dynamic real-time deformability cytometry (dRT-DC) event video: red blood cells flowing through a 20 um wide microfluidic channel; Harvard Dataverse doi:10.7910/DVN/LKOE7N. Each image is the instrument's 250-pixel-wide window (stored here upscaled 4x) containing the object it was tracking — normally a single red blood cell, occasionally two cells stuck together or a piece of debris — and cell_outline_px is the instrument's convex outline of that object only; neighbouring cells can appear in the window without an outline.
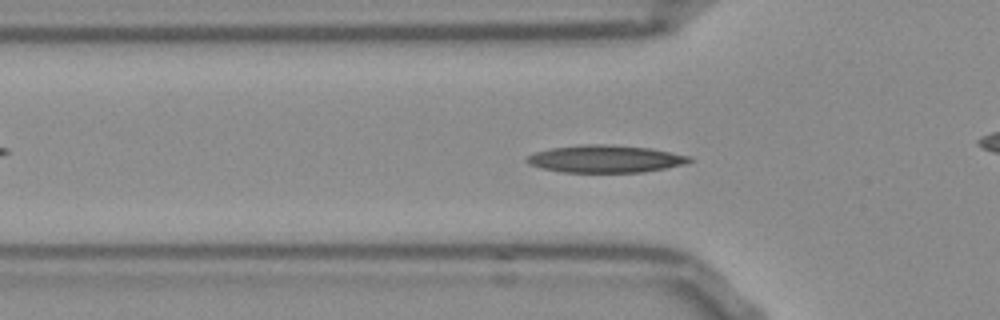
{"species": "Egyptian fruit bat (a non-hibernating species)", "species_latin": "Rousettus aegyptiacus", "temperature_condition": "room temperature", "stored_images_in_passage": 53, "camera_frame_rate_fps": 3000, "um_per_image_px": 0.085, "frame": {"image": 1, "passage_image": 16, "time_ms": 5.0, "image_size_px": [1000, 320], "cell_outline_px": [[692, 160], [684, 164], [644, 172], [560, 172], [540, 168], [528, 164], [524, 160], [528, 156], [536, 152], [552, 148], [584, 144], [600, 144], [652, 148], [688, 156]], "centroid_in_image_um": [51.4, 13.51], "position_along_channel_um": 74.4, "area_um2": 25.78}, "authors_computed_cell_mechanics": {"area_um2": 23.9292, "velocity_mm_per_s": 3.7942, "shape_relaxation_time_tau1_ms": 5.7216, "shape_relaxation_time_tau2_ms": 3.4233, "deformation_change_tau1": 0.1816, "deformation_change_tau2": 0.1077}}